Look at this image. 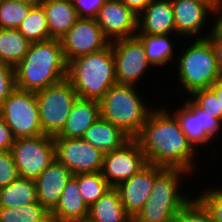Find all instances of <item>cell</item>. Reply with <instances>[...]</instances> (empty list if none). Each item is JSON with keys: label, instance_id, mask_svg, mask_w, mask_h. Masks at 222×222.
<instances>
[{"label": "cell", "instance_id": "obj_42", "mask_svg": "<svg viewBox=\"0 0 222 222\" xmlns=\"http://www.w3.org/2000/svg\"><path fill=\"white\" fill-rule=\"evenodd\" d=\"M38 222H67L60 219L57 215L48 212L40 221Z\"/></svg>", "mask_w": 222, "mask_h": 222}, {"label": "cell", "instance_id": "obj_26", "mask_svg": "<svg viewBox=\"0 0 222 222\" xmlns=\"http://www.w3.org/2000/svg\"><path fill=\"white\" fill-rule=\"evenodd\" d=\"M37 201L35 180L18 177L7 186L0 188V207H20Z\"/></svg>", "mask_w": 222, "mask_h": 222}, {"label": "cell", "instance_id": "obj_11", "mask_svg": "<svg viewBox=\"0 0 222 222\" xmlns=\"http://www.w3.org/2000/svg\"><path fill=\"white\" fill-rule=\"evenodd\" d=\"M171 4L173 7L175 34L177 37H189L188 39L191 37V40L193 38L205 39L207 37L208 33L204 32V35L203 31L204 28L205 30L207 29V25L212 28V25L215 24V21L213 22L212 18H216L218 2H204L201 0H171ZM210 16L211 20H209ZM208 21H212V24Z\"/></svg>", "mask_w": 222, "mask_h": 222}, {"label": "cell", "instance_id": "obj_20", "mask_svg": "<svg viewBox=\"0 0 222 222\" xmlns=\"http://www.w3.org/2000/svg\"><path fill=\"white\" fill-rule=\"evenodd\" d=\"M100 118L98 100L78 98L62 131L54 137L82 138L85 131Z\"/></svg>", "mask_w": 222, "mask_h": 222}, {"label": "cell", "instance_id": "obj_27", "mask_svg": "<svg viewBox=\"0 0 222 222\" xmlns=\"http://www.w3.org/2000/svg\"><path fill=\"white\" fill-rule=\"evenodd\" d=\"M30 44L17 29H0V62L15 68Z\"/></svg>", "mask_w": 222, "mask_h": 222}, {"label": "cell", "instance_id": "obj_34", "mask_svg": "<svg viewBox=\"0 0 222 222\" xmlns=\"http://www.w3.org/2000/svg\"><path fill=\"white\" fill-rule=\"evenodd\" d=\"M187 97L211 117L220 120V103L216 94L210 88L196 90Z\"/></svg>", "mask_w": 222, "mask_h": 222}, {"label": "cell", "instance_id": "obj_19", "mask_svg": "<svg viewBox=\"0 0 222 222\" xmlns=\"http://www.w3.org/2000/svg\"><path fill=\"white\" fill-rule=\"evenodd\" d=\"M136 34H175L171 0H152L138 16Z\"/></svg>", "mask_w": 222, "mask_h": 222}, {"label": "cell", "instance_id": "obj_24", "mask_svg": "<svg viewBox=\"0 0 222 222\" xmlns=\"http://www.w3.org/2000/svg\"><path fill=\"white\" fill-rule=\"evenodd\" d=\"M88 218L94 222H133L121 203L118 190L113 187L89 207Z\"/></svg>", "mask_w": 222, "mask_h": 222}, {"label": "cell", "instance_id": "obj_31", "mask_svg": "<svg viewBox=\"0 0 222 222\" xmlns=\"http://www.w3.org/2000/svg\"><path fill=\"white\" fill-rule=\"evenodd\" d=\"M47 213L39 202L20 207H0V222H38Z\"/></svg>", "mask_w": 222, "mask_h": 222}, {"label": "cell", "instance_id": "obj_8", "mask_svg": "<svg viewBox=\"0 0 222 222\" xmlns=\"http://www.w3.org/2000/svg\"><path fill=\"white\" fill-rule=\"evenodd\" d=\"M0 116L15 138L43 135L35 92L16 88L0 105Z\"/></svg>", "mask_w": 222, "mask_h": 222}, {"label": "cell", "instance_id": "obj_18", "mask_svg": "<svg viewBox=\"0 0 222 222\" xmlns=\"http://www.w3.org/2000/svg\"><path fill=\"white\" fill-rule=\"evenodd\" d=\"M72 176V172L55 158L35 179L37 201L48 212L56 207L63 189Z\"/></svg>", "mask_w": 222, "mask_h": 222}, {"label": "cell", "instance_id": "obj_21", "mask_svg": "<svg viewBox=\"0 0 222 222\" xmlns=\"http://www.w3.org/2000/svg\"><path fill=\"white\" fill-rule=\"evenodd\" d=\"M40 5L52 39H61L79 18L71 0H43Z\"/></svg>", "mask_w": 222, "mask_h": 222}, {"label": "cell", "instance_id": "obj_5", "mask_svg": "<svg viewBox=\"0 0 222 222\" xmlns=\"http://www.w3.org/2000/svg\"><path fill=\"white\" fill-rule=\"evenodd\" d=\"M187 175L191 179L192 175L187 170L165 168L155 178L150 196L133 222H171L194 196L190 192L184 193L181 187L182 179Z\"/></svg>", "mask_w": 222, "mask_h": 222}, {"label": "cell", "instance_id": "obj_35", "mask_svg": "<svg viewBox=\"0 0 222 222\" xmlns=\"http://www.w3.org/2000/svg\"><path fill=\"white\" fill-rule=\"evenodd\" d=\"M19 177L11 151L0 152V188L7 186Z\"/></svg>", "mask_w": 222, "mask_h": 222}, {"label": "cell", "instance_id": "obj_12", "mask_svg": "<svg viewBox=\"0 0 222 222\" xmlns=\"http://www.w3.org/2000/svg\"><path fill=\"white\" fill-rule=\"evenodd\" d=\"M175 110L173 114L178 119L183 133L197 150L200 145L204 148V145L207 146L208 143L212 145V143L217 142L222 129L221 120L211 117L188 97Z\"/></svg>", "mask_w": 222, "mask_h": 222}, {"label": "cell", "instance_id": "obj_30", "mask_svg": "<svg viewBox=\"0 0 222 222\" xmlns=\"http://www.w3.org/2000/svg\"><path fill=\"white\" fill-rule=\"evenodd\" d=\"M33 4L17 0H0V29H17Z\"/></svg>", "mask_w": 222, "mask_h": 222}, {"label": "cell", "instance_id": "obj_45", "mask_svg": "<svg viewBox=\"0 0 222 222\" xmlns=\"http://www.w3.org/2000/svg\"><path fill=\"white\" fill-rule=\"evenodd\" d=\"M72 222H94V221L90 220V219L87 217V218H84V219H81V220L72 221Z\"/></svg>", "mask_w": 222, "mask_h": 222}, {"label": "cell", "instance_id": "obj_33", "mask_svg": "<svg viewBox=\"0 0 222 222\" xmlns=\"http://www.w3.org/2000/svg\"><path fill=\"white\" fill-rule=\"evenodd\" d=\"M171 222H213L209 212L194 196L174 216Z\"/></svg>", "mask_w": 222, "mask_h": 222}, {"label": "cell", "instance_id": "obj_39", "mask_svg": "<svg viewBox=\"0 0 222 222\" xmlns=\"http://www.w3.org/2000/svg\"><path fill=\"white\" fill-rule=\"evenodd\" d=\"M15 139L5 120L0 116V152L11 151Z\"/></svg>", "mask_w": 222, "mask_h": 222}, {"label": "cell", "instance_id": "obj_2", "mask_svg": "<svg viewBox=\"0 0 222 222\" xmlns=\"http://www.w3.org/2000/svg\"><path fill=\"white\" fill-rule=\"evenodd\" d=\"M67 66L60 39L31 43L14 68L16 88L37 92L67 78Z\"/></svg>", "mask_w": 222, "mask_h": 222}, {"label": "cell", "instance_id": "obj_41", "mask_svg": "<svg viewBox=\"0 0 222 222\" xmlns=\"http://www.w3.org/2000/svg\"><path fill=\"white\" fill-rule=\"evenodd\" d=\"M210 89L216 94L217 99L220 103V120L222 121V77L216 80L211 86Z\"/></svg>", "mask_w": 222, "mask_h": 222}, {"label": "cell", "instance_id": "obj_28", "mask_svg": "<svg viewBox=\"0 0 222 222\" xmlns=\"http://www.w3.org/2000/svg\"><path fill=\"white\" fill-rule=\"evenodd\" d=\"M17 30L30 42H40L51 39L49 36L47 19L43 7L34 5L27 17L21 22Z\"/></svg>", "mask_w": 222, "mask_h": 222}, {"label": "cell", "instance_id": "obj_17", "mask_svg": "<svg viewBox=\"0 0 222 222\" xmlns=\"http://www.w3.org/2000/svg\"><path fill=\"white\" fill-rule=\"evenodd\" d=\"M95 19L110 42L136 36L138 16L120 0H106Z\"/></svg>", "mask_w": 222, "mask_h": 222}, {"label": "cell", "instance_id": "obj_37", "mask_svg": "<svg viewBox=\"0 0 222 222\" xmlns=\"http://www.w3.org/2000/svg\"><path fill=\"white\" fill-rule=\"evenodd\" d=\"M79 18H96L106 0H71Z\"/></svg>", "mask_w": 222, "mask_h": 222}, {"label": "cell", "instance_id": "obj_16", "mask_svg": "<svg viewBox=\"0 0 222 222\" xmlns=\"http://www.w3.org/2000/svg\"><path fill=\"white\" fill-rule=\"evenodd\" d=\"M162 166L147 164L136 175L115 187L127 214L134 219L148 200L155 178L164 170Z\"/></svg>", "mask_w": 222, "mask_h": 222}, {"label": "cell", "instance_id": "obj_25", "mask_svg": "<svg viewBox=\"0 0 222 222\" xmlns=\"http://www.w3.org/2000/svg\"><path fill=\"white\" fill-rule=\"evenodd\" d=\"M175 35L176 34H164V35L136 34V36L143 43L146 57L151 66H153V68H155L154 66H157L159 68L161 66L163 67L168 66V64H171L170 62L175 59L176 57V55H174V53H176L174 50L176 49L175 48L176 46L174 45L175 40L171 39Z\"/></svg>", "mask_w": 222, "mask_h": 222}, {"label": "cell", "instance_id": "obj_23", "mask_svg": "<svg viewBox=\"0 0 222 222\" xmlns=\"http://www.w3.org/2000/svg\"><path fill=\"white\" fill-rule=\"evenodd\" d=\"M51 213L67 222L88 217L89 207L81 197L78 181L73 176L67 182L58 204Z\"/></svg>", "mask_w": 222, "mask_h": 222}, {"label": "cell", "instance_id": "obj_36", "mask_svg": "<svg viewBox=\"0 0 222 222\" xmlns=\"http://www.w3.org/2000/svg\"><path fill=\"white\" fill-rule=\"evenodd\" d=\"M16 89L14 68L0 62V105Z\"/></svg>", "mask_w": 222, "mask_h": 222}, {"label": "cell", "instance_id": "obj_4", "mask_svg": "<svg viewBox=\"0 0 222 222\" xmlns=\"http://www.w3.org/2000/svg\"><path fill=\"white\" fill-rule=\"evenodd\" d=\"M135 85L115 84L99 100L100 117L135 138L154 109ZM144 99V100H143Z\"/></svg>", "mask_w": 222, "mask_h": 222}, {"label": "cell", "instance_id": "obj_32", "mask_svg": "<svg viewBox=\"0 0 222 222\" xmlns=\"http://www.w3.org/2000/svg\"><path fill=\"white\" fill-rule=\"evenodd\" d=\"M216 186L215 184L214 188L211 186L203 188L201 193L195 196L209 212L213 222H222V186L220 184L219 187Z\"/></svg>", "mask_w": 222, "mask_h": 222}, {"label": "cell", "instance_id": "obj_10", "mask_svg": "<svg viewBox=\"0 0 222 222\" xmlns=\"http://www.w3.org/2000/svg\"><path fill=\"white\" fill-rule=\"evenodd\" d=\"M114 58L115 78L117 84L135 85L146 75L149 63L144 45L137 37L114 40L110 43Z\"/></svg>", "mask_w": 222, "mask_h": 222}, {"label": "cell", "instance_id": "obj_40", "mask_svg": "<svg viewBox=\"0 0 222 222\" xmlns=\"http://www.w3.org/2000/svg\"><path fill=\"white\" fill-rule=\"evenodd\" d=\"M139 16L152 0H120Z\"/></svg>", "mask_w": 222, "mask_h": 222}, {"label": "cell", "instance_id": "obj_9", "mask_svg": "<svg viewBox=\"0 0 222 222\" xmlns=\"http://www.w3.org/2000/svg\"><path fill=\"white\" fill-rule=\"evenodd\" d=\"M11 154L19 177L35 180L56 158L53 137L43 134L37 137L16 138Z\"/></svg>", "mask_w": 222, "mask_h": 222}, {"label": "cell", "instance_id": "obj_1", "mask_svg": "<svg viewBox=\"0 0 222 222\" xmlns=\"http://www.w3.org/2000/svg\"><path fill=\"white\" fill-rule=\"evenodd\" d=\"M167 107L154 108L135 139L148 164L184 169L193 175L197 167L194 159L199 150L183 133L178 119L171 112L174 109Z\"/></svg>", "mask_w": 222, "mask_h": 222}, {"label": "cell", "instance_id": "obj_43", "mask_svg": "<svg viewBox=\"0 0 222 222\" xmlns=\"http://www.w3.org/2000/svg\"><path fill=\"white\" fill-rule=\"evenodd\" d=\"M218 24L222 25V0L218 1L216 9V18L214 19Z\"/></svg>", "mask_w": 222, "mask_h": 222}, {"label": "cell", "instance_id": "obj_44", "mask_svg": "<svg viewBox=\"0 0 222 222\" xmlns=\"http://www.w3.org/2000/svg\"><path fill=\"white\" fill-rule=\"evenodd\" d=\"M17 1H23L33 5H39L43 0H17Z\"/></svg>", "mask_w": 222, "mask_h": 222}, {"label": "cell", "instance_id": "obj_7", "mask_svg": "<svg viewBox=\"0 0 222 222\" xmlns=\"http://www.w3.org/2000/svg\"><path fill=\"white\" fill-rule=\"evenodd\" d=\"M35 96L43 134L57 136L65 126L69 113L79 98L78 94L66 78L35 92Z\"/></svg>", "mask_w": 222, "mask_h": 222}, {"label": "cell", "instance_id": "obj_22", "mask_svg": "<svg viewBox=\"0 0 222 222\" xmlns=\"http://www.w3.org/2000/svg\"><path fill=\"white\" fill-rule=\"evenodd\" d=\"M82 139L106 154L122 146L130 137L100 117L85 131Z\"/></svg>", "mask_w": 222, "mask_h": 222}, {"label": "cell", "instance_id": "obj_15", "mask_svg": "<svg viewBox=\"0 0 222 222\" xmlns=\"http://www.w3.org/2000/svg\"><path fill=\"white\" fill-rule=\"evenodd\" d=\"M56 159L73 175L102 170L104 153L82 138L53 137Z\"/></svg>", "mask_w": 222, "mask_h": 222}, {"label": "cell", "instance_id": "obj_6", "mask_svg": "<svg viewBox=\"0 0 222 222\" xmlns=\"http://www.w3.org/2000/svg\"><path fill=\"white\" fill-rule=\"evenodd\" d=\"M194 40L185 42L190 45L186 49L182 48L173 63L178 74L177 85L188 96L196 90L210 88L222 77V70L210 41L207 38Z\"/></svg>", "mask_w": 222, "mask_h": 222}, {"label": "cell", "instance_id": "obj_14", "mask_svg": "<svg viewBox=\"0 0 222 222\" xmlns=\"http://www.w3.org/2000/svg\"><path fill=\"white\" fill-rule=\"evenodd\" d=\"M147 164L137 140L130 138L119 148L104 154L101 173L109 186L115 188Z\"/></svg>", "mask_w": 222, "mask_h": 222}, {"label": "cell", "instance_id": "obj_13", "mask_svg": "<svg viewBox=\"0 0 222 222\" xmlns=\"http://www.w3.org/2000/svg\"><path fill=\"white\" fill-rule=\"evenodd\" d=\"M66 63L77 57L101 51L110 45L95 18H78L60 39Z\"/></svg>", "mask_w": 222, "mask_h": 222}, {"label": "cell", "instance_id": "obj_38", "mask_svg": "<svg viewBox=\"0 0 222 222\" xmlns=\"http://www.w3.org/2000/svg\"><path fill=\"white\" fill-rule=\"evenodd\" d=\"M209 29H211V31H209ZM209 29H207L209 33L206 38L213 46L219 68L222 70V25L215 21L213 27Z\"/></svg>", "mask_w": 222, "mask_h": 222}, {"label": "cell", "instance_id": "obj_3", "mask_svg": "<svg viewBox=\"0 0 222 222\" xmlns=\"http://www.w3.org/2000/svg\"><path fill=\"white\" fill-rule=\"evenodd\" d=\"M67 79L79 98L99 101L117 84L111 45L70 61L67 66Z\"/></svg>", "mask_w": 222, "mask_h": 222}, {"label": "cell", "instance_id": "obj_46", "mask_svg": "<svg viewBox=\"0 0 222 222\" xmlns=\"http://www.w3.org/2000/svg\"><path fill=\"white\" fill-rule=\"evenodd\" d=\"M201 1H204V2H218L219 0H201Z\"/></svg>", "mask_w": 222, "mask_h": 222}, {"label": "cell", "instance_id": "obj_29", "mask_svg": "<svg viewBox=\"0 0 222 222\" xmlns=\"http://www.w3.org/2000/svg\"><path fill=\"white\" fill-rule=\"evenodd\" d=\"M78 181L81 197L88 207L93 205L111 187L101 171L73 175Z\"/></svg>", "mask_w": 222, "mask_h": 222}]
</instances>
